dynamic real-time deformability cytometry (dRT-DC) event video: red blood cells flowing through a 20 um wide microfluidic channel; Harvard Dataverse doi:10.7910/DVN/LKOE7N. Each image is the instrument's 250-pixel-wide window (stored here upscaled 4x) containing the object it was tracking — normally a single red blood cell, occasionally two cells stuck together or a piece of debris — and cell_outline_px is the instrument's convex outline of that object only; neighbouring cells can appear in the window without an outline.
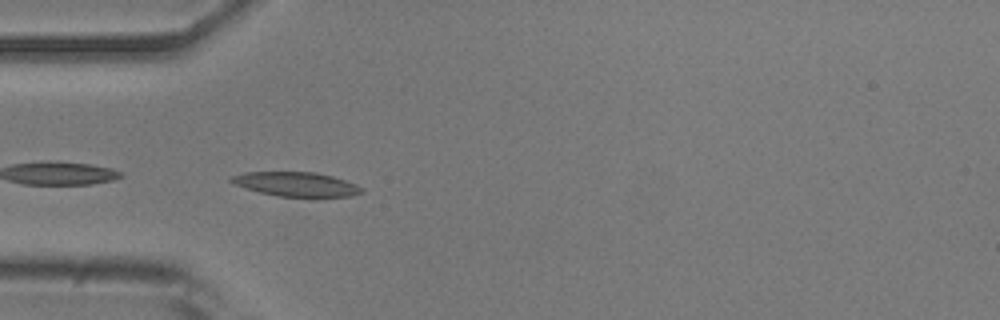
{"species": "common noctule bat (a hibernating species)", "species_latin": "Nyctalus noctula", "temperature_condition": "room temperature", "stored_images_in_passage": 53, "camera_frame_rate_fps": 3000, "um_per_image_px": 0.085, "animal": {"sex": "male", "body_mass_g": 20.5, "forearm_length_mm": 52.5}, "frame": {"image": 1, "passage_image": 16, "time_ms": 5.0, "image_size_px": [1000, 320], "cell_outline_px": [[364, 192], [352, 196], [316, 200], [312, 200], [276, 196], [260, 192], [232, 184], [228, 180], [232, 176], [244, 172], [316, 172], [332, 176], [356, 184], [364, 188]], "centroid_in_image_um": [25.25, 15.72], "position_along_channel_um": 59.7, "area_um2": 19.54}}
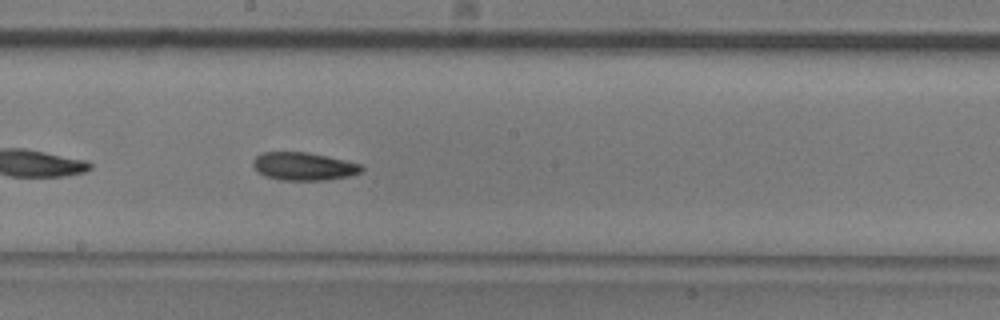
{"frame": {"image": 2, "passage_image": 29, "time_ms": 9.333, "image_size_px": [1000, 320], "cell_outline_px": [[364, 168], [360, 172], [348, 176], [324, 180], [280, 180], [264, 176], [256, 172], [252, 164], [252, 160], [256, 156], [264, 152], [304, 152], [344, 160], [360, 164]], "centroid_in_image_um": [25.74, 14.15], "position_along_channel_um": 222.5, "area_um2": 17.57}}
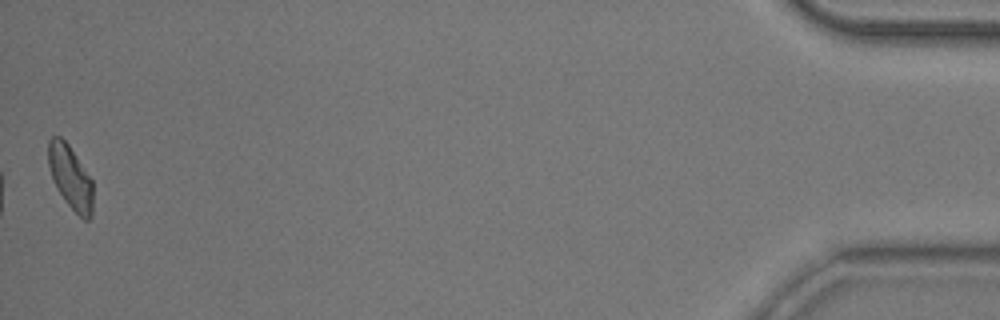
{"frame": {"image": 3, "passage_image": 53, "time_ms": 17.333, "image_size_px": [1000, 320], "cell_outline_px": [[92, 216], [88, 220], [84, 220], [68, 204], [56, 188], [48, 164], [48, 140], [52, 136], [60, 136], [68, 144], [92, 180]], "centroid_in_image_um": [5.98, 15.05], "position_along_channel_um": 429.2, "area_um2": 16.3}, "authors_computed_cell_mechanics": {"area_um2": 17.7446, "velocity_mm_per_s": 3.7839, "shape_relaxation_time_tau1_ms": 5.0816, "shape_relaxation_time_tau2_ms": null, "deformation_change_tau1": 0.1306, "deformation_change_tau2": null}}